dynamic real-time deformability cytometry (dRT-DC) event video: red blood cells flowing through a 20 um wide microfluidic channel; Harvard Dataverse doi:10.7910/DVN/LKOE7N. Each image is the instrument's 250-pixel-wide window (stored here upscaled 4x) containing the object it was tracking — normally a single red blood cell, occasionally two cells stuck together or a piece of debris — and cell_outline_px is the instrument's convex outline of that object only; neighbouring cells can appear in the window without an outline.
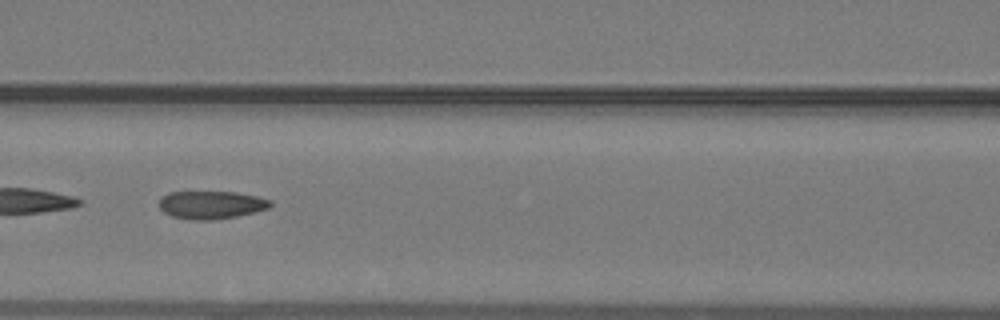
{"species": "common noctule bat (a hibernating species)", "species_latin": "Nyctalus noctula", "temperature_condition": "warm", "stored_images_in_passage": 46, "camera_frame_rate_fps": 3000, "um_per_image_px": 0.085, "animal": {"sex": "male", "body_mass_g": 19.2, "forearm_length_mm": 51.8}, "frame": {"image": 1, "passage_image": 21, "time_ms": 6.667, "image_size_px": [1000, 320], "cell_outline_px": [[272, 204], [268, 208], [236, 216], [212, 220], [196, 220], [172, 216], [164, 212], [160, 208], [160, 200], [168, 192], [236, 192], [256, 196], [272, 200]], "centroid_in_image_um": [17.96, 17.41], "position_along_channel_um": 148.6, "area_um2": 17.86}}
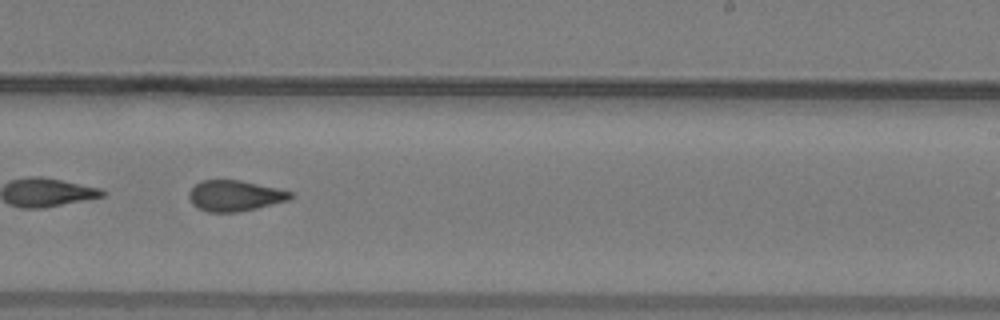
{"frame": {"image": 2, "passage_image": 29, "time_ms": 9.333, "image_size_px": [1000, 320], "cell_outline_px": [[292, 196], [288, 200], [240, 212], [208, 212], [196, 208], [192, 204], [188, 196], [188, 192], [200, 180], [240, 180], [276, 188], [292, 192]], "centroid_in_image_um": [19.9, 16.64], "position_along_channel_um": 269.1, "area_um2": 18.15}}
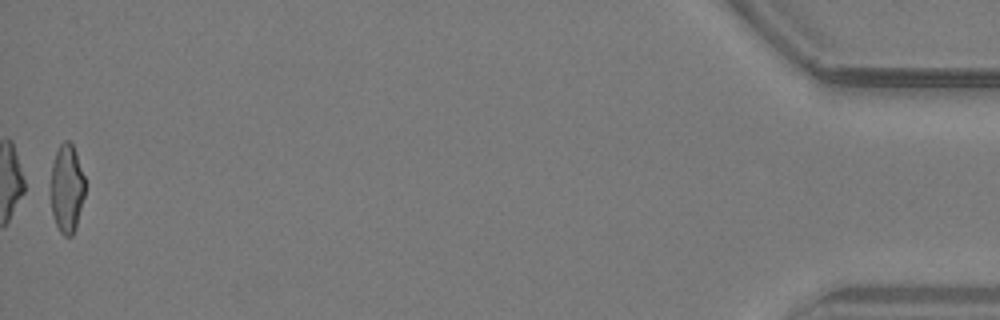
{"frame": {"image": 3, "passage_image": 46, "time_ms": 15.0, "image_size_px": [1000, 320], "cell_outline_px": [[84, 196], [76, 228], [72, 236], [64, 236], [60, 232], [52, 216], [52, 164], [56, 152], [60, 144], [64, 140], [68, 140], [72, 144], [76, 152], [84, 176]], "centroid_in_image_um": [5.69, 16.03], "position_along_channel_um": 429.5, "area_um2": 17.46}}